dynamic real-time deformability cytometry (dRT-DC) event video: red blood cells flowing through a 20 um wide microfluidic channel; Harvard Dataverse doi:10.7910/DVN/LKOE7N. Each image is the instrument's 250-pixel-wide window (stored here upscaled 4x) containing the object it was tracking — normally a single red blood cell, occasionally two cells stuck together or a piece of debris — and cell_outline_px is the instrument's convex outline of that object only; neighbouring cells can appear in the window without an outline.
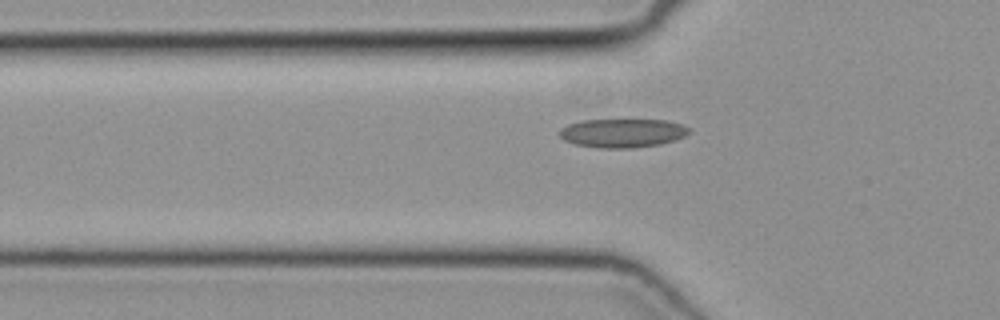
{"species": "common noctule bat (a hibernating species)", "species_latin": "Nyctalus noctula", "temperature_condition": "cold", "stored_images_in_passage": 32, "camera_frame_rate_fps": 3000, "um_per_image_px": 0.085, "animal": {"sex": "female", "body_mass_g": 19.3, "forearm_length_mm": 54.1}, "frame": {"image": 1, "passage_image": 2, "time_ms": 0.333, "image_size_px": [1000, 320], "cell_outline_px": [[692, 128], [684, 136], [660, 144], [632, 148], [596, 148], [576, 144], [564, 140], [556, 132], [560, 128], [568, 124], [584, 120], [668, 120], [684, 124]], "centroid_in_image_um": [52.89, 11.3], "position_along_channel_um": 72.9, "area_um2": 21.85}}
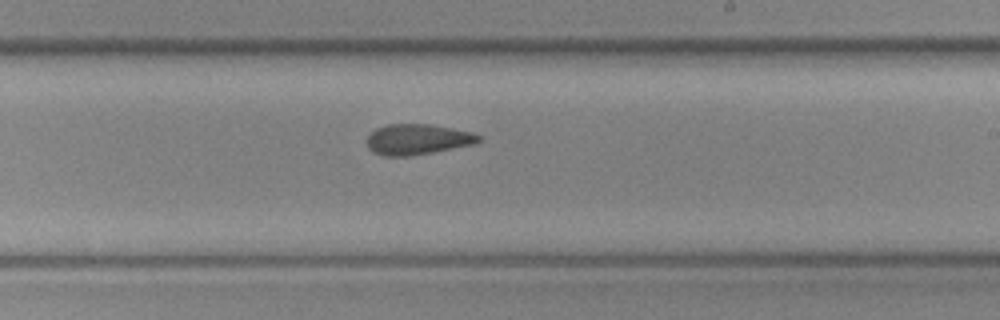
{"frame": {"image": 2, "passage_image": 15, "time_ms": 4.667, "image_size_px": [1000, 320], "cell_outline_px": [[484, 140], [476, 144], [432, 152], [408, 156], [384, 156], [372, 152], [368, 148], [368, 136], [376, 128], [388, 124], [428, 124], [472, 132], [484, 136]], "centroid_in_image_um": [35.54, 11.85], "position_along_channel_um": 253.5, "area_um2": 20.0}}
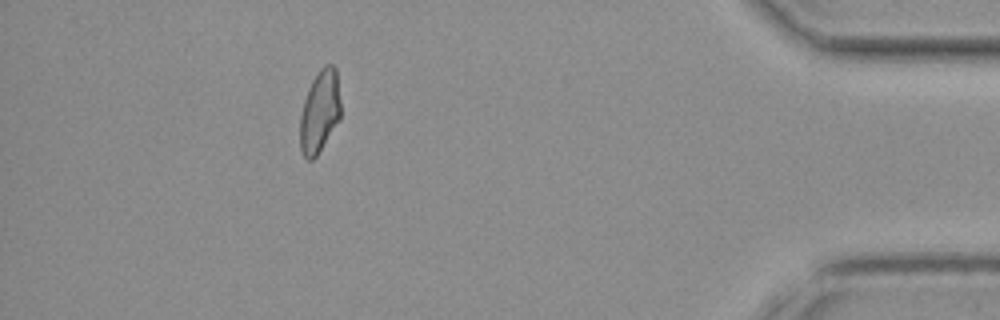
{"frame": {"image": 3, "passage_image": 30, "time_ms": 9.667, "image_size_px": [1000, 320], "cell_outline_px": [[340, 120], [316, 156], [312, 160], [308, 160], [304, 156], [300, 148], [300, 116], [304, 100], [308, 88], [312, 80], [320, 68], [324, 64], [332, 64], [336, 68], [340, 100]], "centroid_in_image_um": [27.18, 9.46], "position_along_channel_um": 408.0, "area_um2": 19.59}}